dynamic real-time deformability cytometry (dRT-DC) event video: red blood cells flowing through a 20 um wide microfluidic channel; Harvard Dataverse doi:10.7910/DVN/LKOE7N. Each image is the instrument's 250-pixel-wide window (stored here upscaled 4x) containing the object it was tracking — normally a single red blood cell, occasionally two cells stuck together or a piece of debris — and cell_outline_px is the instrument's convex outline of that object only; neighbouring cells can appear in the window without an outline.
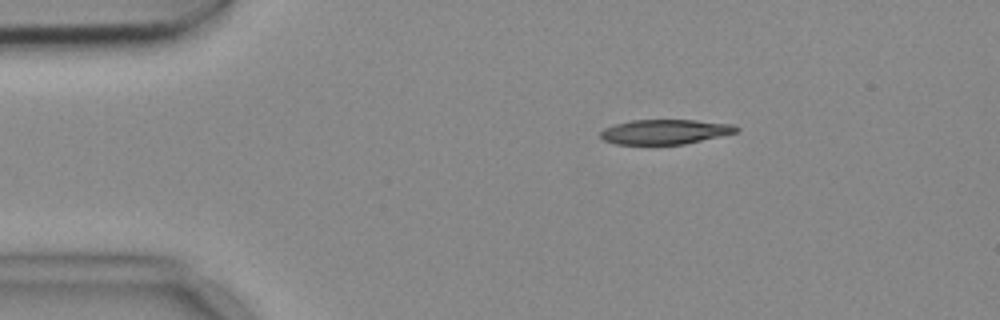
{"species": "common noctule bat (a hibernating species)", "species_latin": "Nyctalus noctula", "temperature_condition": "cold", "stored_images_in_passage": 39, "camera_frame_rate_fps": 3000, "um_per_image_px": 0.085, "animal": {"sex": "female", "body_mass_g": 18.4}, "frame": {"image": 1, "passage_image": 2, "time_ms": 0.333, "image_size_px": [1000, 320], "cell_outline_px": [[740, 128], [736, 132], [684, 144], [616, 144], [604, 140], [600, 136], [600, 132], [604, 128], [616, 124], [632, 120], [696, 120], [732, 124]], "centroid_in_image_um": [56.51, 11.19], "position_along_channel_um": 28.5, "area_um2": 19.36}}
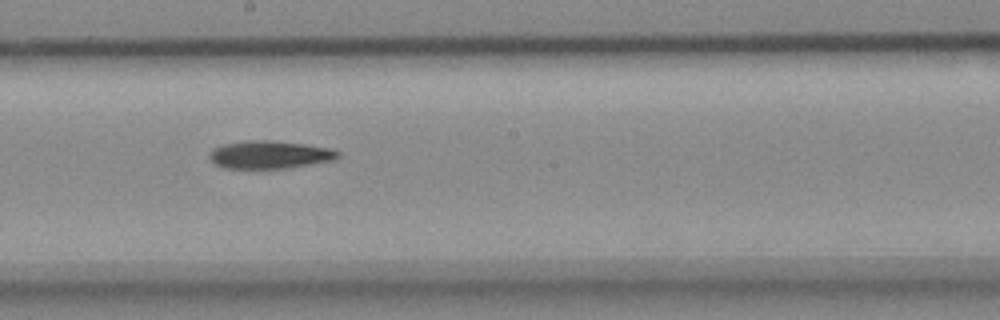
{"frame": {"image": 2, "passage_image": 22, "time_ms": 7.0, "image_size_px": [1000, 320], "cell_outline_px": [[340, 156], [332, 160], [284, 168], [228, 168], [216, 164], [208, 156], [212, 148], [224, 144], [244, 140], [272, 140], [304, 144], [328, 148], [340, 152]], "centroid_in_image_um": [22.89, 13.13], "position_along_channel_um": 225.3, "area_um2": 20.58}}
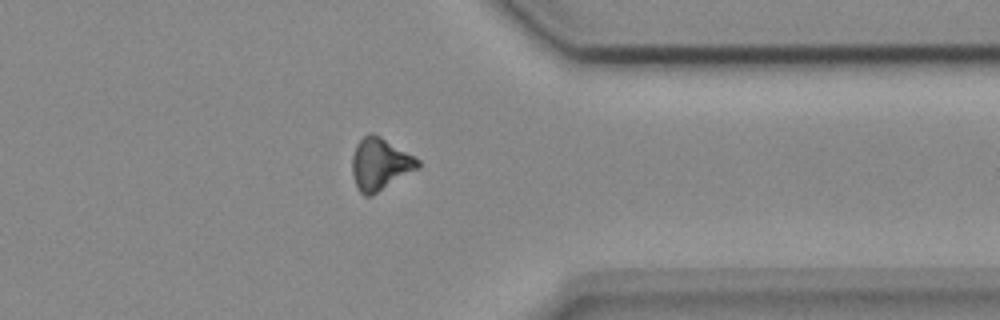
{"frame": {"image": 3, "passage_image": 35, "time_ms": 11.333, "image_size_px": [1000, 320], "cell_outline_px": [[420, 168], [372, 196], [364, 196], [360, 192], [352, 176], [352, 156], [356, 144], [368, 132], [372, 132], [380, 136], [420, 160]], "centroid_in_image_um": [32.3, 13.96], "position_along_channel_um": 379.1, "area_um2": 20.06}}